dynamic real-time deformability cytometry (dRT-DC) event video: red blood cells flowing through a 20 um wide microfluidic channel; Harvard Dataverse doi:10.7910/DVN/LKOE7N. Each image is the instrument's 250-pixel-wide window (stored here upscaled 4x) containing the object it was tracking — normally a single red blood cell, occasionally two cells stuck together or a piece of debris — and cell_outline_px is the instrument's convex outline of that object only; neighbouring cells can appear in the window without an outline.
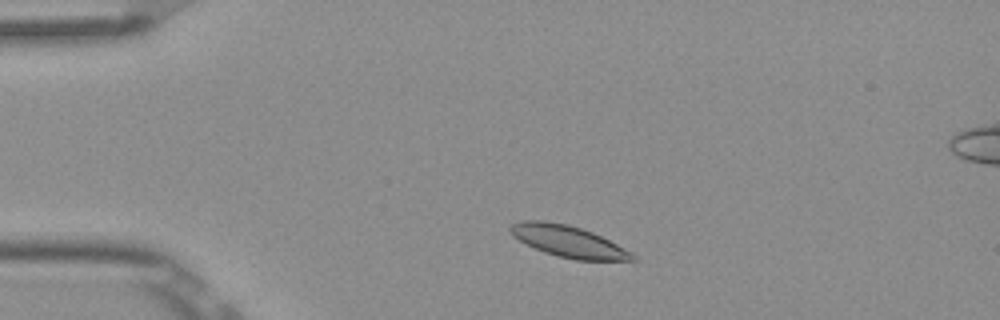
{"species": "Egyptian fruit bat (a non-hibernating species)", "species_latin": "Rousettus aegyptiacus", "temperature_condition": "room temperature", "stored_images_in_passage": 3, "camera_frame_rate_fps": 3000, "um_per_image_px": 0.085, "frame": {"image": 1, "passage_image": 2, "time_ms": 0.333, "image_size_px": [1000, 320], "cell_outline_px": [[636, 260], [576, 260], [556, 256], [544, 252], [512, 236], [508, 228], [512, 224], [524, 220], [544, 220], [568, 224], [592, 232], [632, 252], [636, 256]], "centroid_in_image_um": [48.29, 20.51], "position_along_channel_um": 36.7, "area_um2": 22.25}}